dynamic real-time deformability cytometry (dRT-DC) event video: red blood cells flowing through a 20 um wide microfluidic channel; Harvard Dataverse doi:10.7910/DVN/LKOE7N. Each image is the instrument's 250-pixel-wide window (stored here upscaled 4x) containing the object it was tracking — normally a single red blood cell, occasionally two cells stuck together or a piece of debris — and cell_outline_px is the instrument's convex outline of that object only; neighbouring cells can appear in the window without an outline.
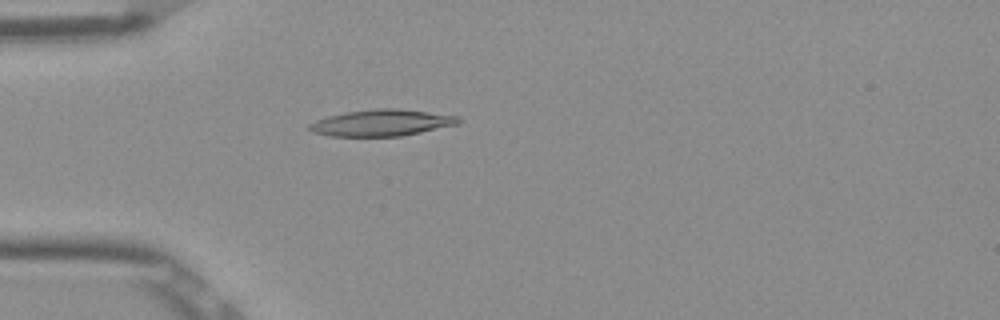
{"species": "Egyptian fruit bat (a non-hibernating species)", "species_latin": "Rousettus aegyptiacus", "temperature_condition": "room temperature", "stored_images_in_passage": 52, "camera_frame_rate_fps": 3000, "um_per_image_px": 0.085, "frame": {"image": 1, "passage_image": 15, "time_ms": 4.667, "image_size_px": [1000, 320], "cell_outline_px": [[464, 120], [460, 124], [400, 136], [332, 136], [312, 132], [308, 128], [308, 124], [316, 120], [328, 116], [344, 112], [376, 108], [396, 108], [460, 116]], "centroid_in_image_um": [32.47, 10.43], "position_along_channel_um": 52.5, "area_um2": 23.12}}
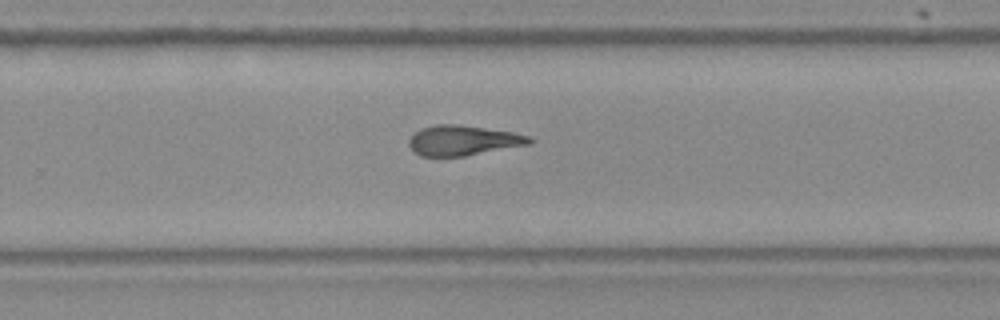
{"frame": {"image": 2, "passage_image": 34, "time_ms": 11.0, "image_size_px": [1000, 320], "cell_outline_px": [[532, 144], [464, 156], [420, 156], [408, 144], [408, 140], [420, 128], [436, 124], [456, 124], [512, 132], [532, 136]], "centroid_in_image_um": [39.39, 11.93], "position_along_channel_um": 290.4, "area_um2": 21.04}}
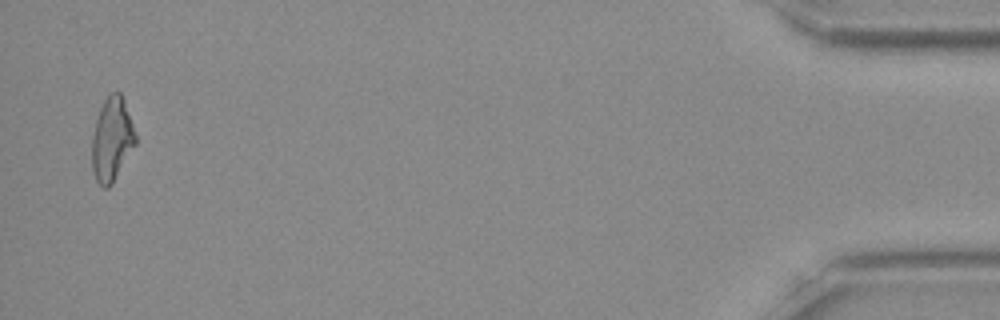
{"frame": {"image": 3, "passage_image": 51, "time_ms": 16.667, "image_size_px": [1000, 320], "cell_outline_px": [[136, 144], [112, 184], [108, 188], [104, 188], [96, 180], [92, 172], [92, 136], [96, 120], [100, 108], [104, 100], [112, 92], [120, 92], [124, 100], [136, 136]], "centroid_in_image_um": [9.5, 11.87], "position_along_channel_um": 425.7, "area_um2": 21.1}, "authors_computed_cell_mechanics": {"area_um2": 21.5305, "velocity_mm_per_s": 3.9083, "shape_relaxation_time_tau1_ms": null, "shape_relaxation_time_tau2_ms": 3.6686, "deformation_change_tau1": null, "deformation_change_tau2": 0.1318}}